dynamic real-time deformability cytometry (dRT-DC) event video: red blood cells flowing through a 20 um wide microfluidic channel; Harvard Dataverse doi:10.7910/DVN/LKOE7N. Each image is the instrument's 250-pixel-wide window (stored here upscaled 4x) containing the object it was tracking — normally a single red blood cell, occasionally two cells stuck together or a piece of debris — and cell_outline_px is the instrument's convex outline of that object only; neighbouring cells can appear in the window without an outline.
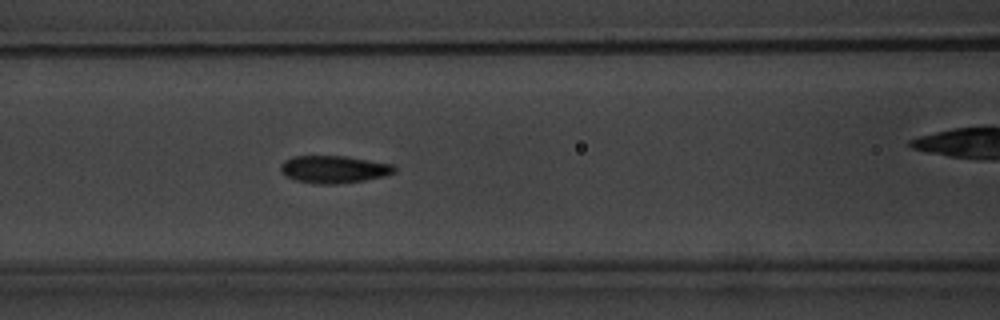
{"species": "common noctule bat (a hibernating species)", "species_latin": "Nyctalus noctula", "temperature_condition": "warm", "stored_images_in_passage": 48, "camera_frame_rate_fps": 3000, "um_per_image_px": 0.085, "animal": {"sex": "male", "body_mass_g": 20.1, "forearm_length_mm": 53.5}, "frame": {"image": 1, "passage_image": 20, "time_ms": 6.333, "image_size_px": [1000, 320], "cell_outline_px": [[396, 172], [384, 176], [364, 180], [336, 184], [316, 184], [296, 180], [280, 172], [280, 164], [284, 160], [292, 156], [348, 156], [392, 164], [396, 168]], "centroid_in_image_um": [28.37, 14.38], "position_along_channel_um": 138.2, "area_um2": 18.26}}
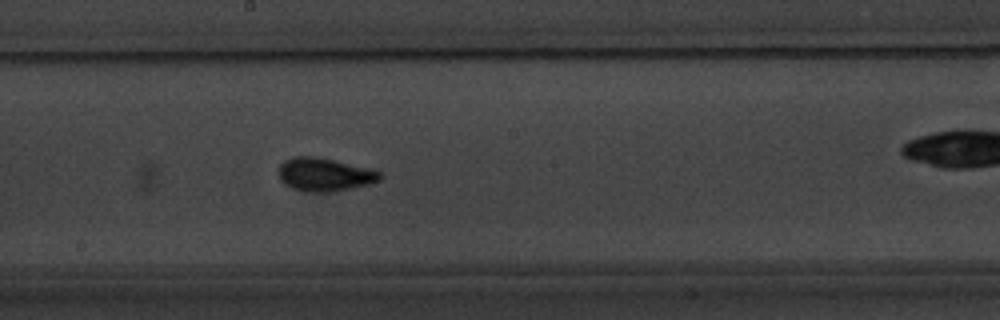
{"frame": {"image": 2, "passage_image": 27, "time_ms": 8.667, "image_size_px": [1000, 320], "cell_outline_px": [[384, 176], [380, 180], [368, 184], [332, 192], [304, 192], [292, 188], [284, 184], [280, 180], [280, 164], [284, 160], [292, 156], [312, 156], [372, 168], [380, 172]], "centroid_in_image_um": [27.59, 14.84], "position_along_channel_um": 220.6, "area_um2": 19.71}}
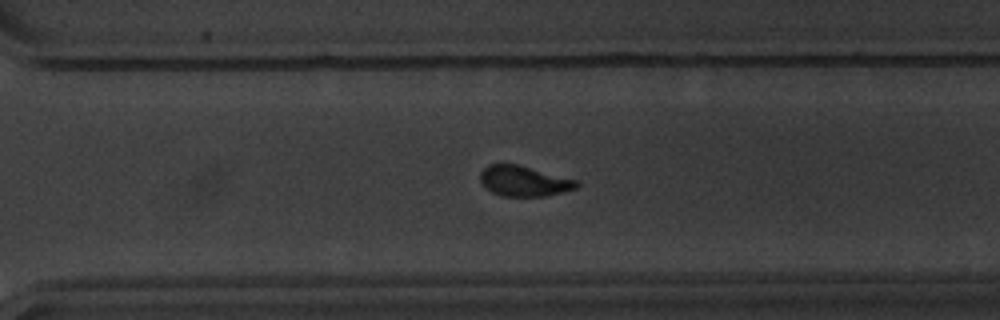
{"frame": {"image": 3, "passage_image": 36, "time_ms": 11.667, "image_size_px": [1000, 320], "cell_outline_px": [[580, 184], [576, 188], [544, 196], [500, 196], [492, 192], [480, 180], [480, 172], [488, 164], [516, 164], [576, 180]], "centroid_in_image_um": [44.5, 15.39], "position_along_channel_um": 326.1, "area_um2": 16.7}, "authors_computed_cell_mechanics": {"area_um2": 17.7157, "velocity_mm_per_s": 3.5382, "shape_relaxation_time_tau1_ms": 3.4481, "shape_relaxation_time_tau2_ms": 1.4574, "deformation_change_tau1": 0.1547, "deformation_change_tau2": 0.059}}